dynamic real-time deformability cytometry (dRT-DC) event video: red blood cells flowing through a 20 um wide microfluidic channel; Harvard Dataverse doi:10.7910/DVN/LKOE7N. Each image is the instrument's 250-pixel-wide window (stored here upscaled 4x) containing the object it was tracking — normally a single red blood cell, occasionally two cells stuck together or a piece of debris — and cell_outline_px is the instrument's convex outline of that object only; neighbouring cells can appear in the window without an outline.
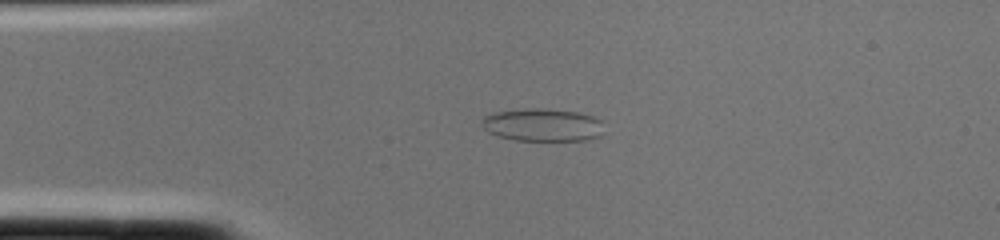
{"species": "common noctule bat (a hibernating species)", "species_latin": "Nyctalus noctula", "temperature_condition": "cold", "stored_images_in_passage": 1, "camera_frame_rate_fps": 3000, "um_per_image_px": 0.085, "animal": {"sex": "female", "body_mass_g": 22.0, "forearm_length_mm": 56.7}, "frame": {"image": 1, "passage_image": 1, "time_ms": 0.0, "image_size_px": [1000, 240], "cell_outline_px": [[604, 120], [600, 136], [584, 140], [516, 140], [496, 136], [488, 132], [480, 124], [480, 120], [484, 116], [492, 112], [528, 108], [544, 108], [576, 112], [592, 116]], "centroid_in_image_um": [46.08, 10.61], "position_along_channel_um": 38.9, "area_um2": 23.58}}